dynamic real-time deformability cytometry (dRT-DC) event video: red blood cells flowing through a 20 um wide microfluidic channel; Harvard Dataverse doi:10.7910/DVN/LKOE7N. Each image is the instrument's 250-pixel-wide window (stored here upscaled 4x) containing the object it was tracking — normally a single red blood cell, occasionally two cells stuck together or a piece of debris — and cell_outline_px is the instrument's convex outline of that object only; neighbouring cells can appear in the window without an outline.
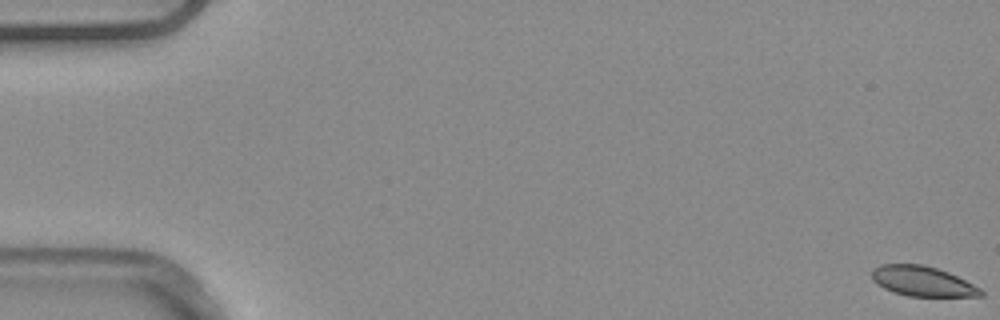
{"species": "common noctule bat (a hibernating species)", "species_latin": "Nyctalus noctula", "temperature_condition": "warm", "stored_images_in_passage": 54, "camera_frame_rate_fps": 3000, "um_per_image_px": 0.085, "animal": {"sex": "male", "body_mass_g": 20.4}, "frame": {"image": 1, "passage_image": 1, "time_ms": 0.0, "image_size_px": [1000, 320], "cell_outline_px": [[984, 296], [908, 296], [884, 288], [872, 280], [872, 268], [880, 264], [924, 264], [948, 272], [980, 288], [984, 292]], "centroid_in_image_um": [78.39, 23.89], "position_along_channel_um": 6.6, "area_um2": 18.9}}
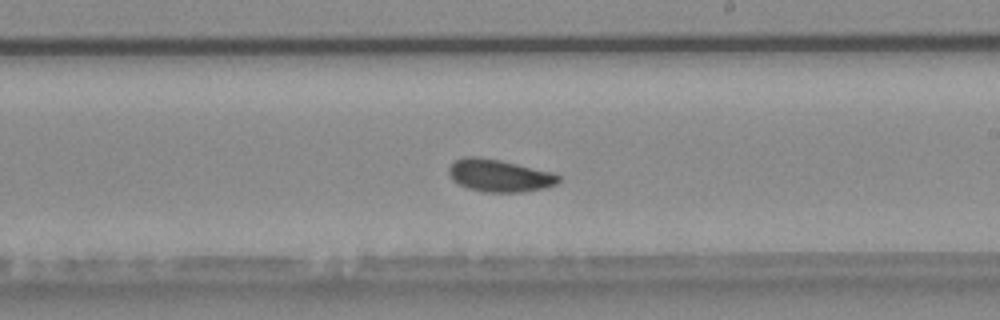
{"frame": {"image": 2, "passage_image": 32, "time_ms": 10.333, "image_size_px": [1000, 320], "cell_outline_px": [[560, 180], [556, 184], [544, 188], [524, 192], [484, 192], [468, 188], [452, 180], [448, 172], [448, 168], [452, 160], [464, 156], [480, 156], [500, 160], [556, 172], [560, 176]], "centroid_in_image_um": [42.44, 14.9], "position_along_channel_um": 246.6, "area_um2": 21.15}}
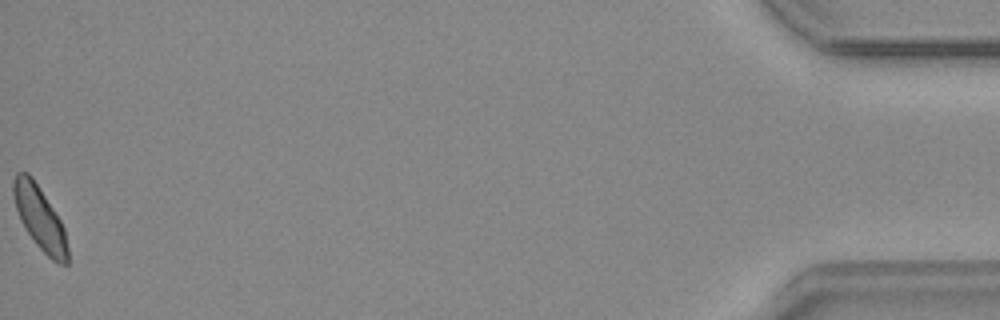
{"frame": {"image": 3, "passage_image": 54, "time_ms": 17.667, "image_size_px": [1000, 320], "cell_outline_px": [[68, 264], [60, 264], [52, 260], [36, 244], [20, 220], [16, 208], [12, 192], [12, 180], [16, 172], [28, 172], [32, 176], [60, 220], [64, 228], [68, 248]], "centroid_in_image_um": [3.37, 18.51], "position_along_channel_um": 431.8, "area_um2": 19.88}, "authors_computed_cell_mechanics": {"area_um2": 20.3745, "velocity_mm_per_s": 3.8756, "shape_relaxation_time_tau1_ms": 4.2859, "shape_relaxation_time_tau2_ms": 4.6422, "deformation_change_tau1": 0.0866, "deformation_change_tau2": 0.082}}